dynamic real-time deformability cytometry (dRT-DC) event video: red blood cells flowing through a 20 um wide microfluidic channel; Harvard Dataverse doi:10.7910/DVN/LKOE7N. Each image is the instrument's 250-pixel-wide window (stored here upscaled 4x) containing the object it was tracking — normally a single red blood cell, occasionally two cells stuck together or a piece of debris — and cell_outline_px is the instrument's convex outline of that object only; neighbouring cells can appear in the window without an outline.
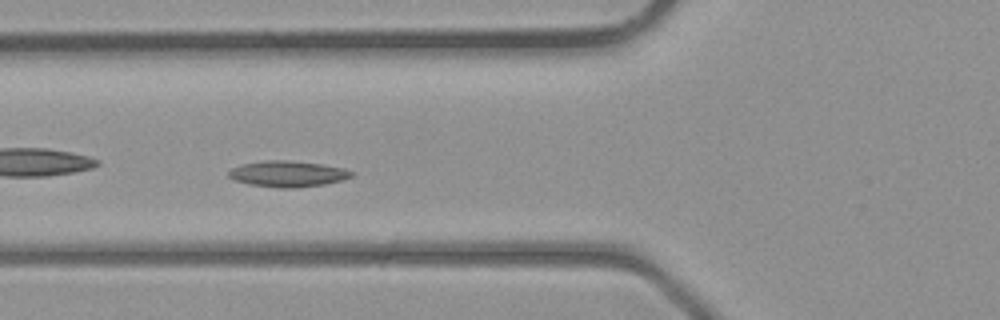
{"species": "common noctule bat (a hibernating species)", "species_latin": "Nyctalus noctula", "temperature_condition": "room temperature", "stored_images_in_passage": 32, "camera_frame_rate_fps": 3000, "um_per_image_px": 0.085, "animal": {"sex": "male", "body_mass_g": 23.1, "forearm_length_mm": 52.7}, "frame": {"image": 1, "passage_image": 5, "time_ms": 1.333, "image_size_px": [1000, 320], "cell_outline_px": [[356, 172], [352, 176], [344, 180], [324, 184], [292, 188], [276, 188], [248, 184], [232, 180], [228, 176], [228, 172], [232, 168], [240, 164], [264, 160], [288, 160], [320, 164], [344, 168]], "centroid_in_image_um": [24.44, 14.78], "position_along_channel_um": 101.4, "area_um2": 18.84}}
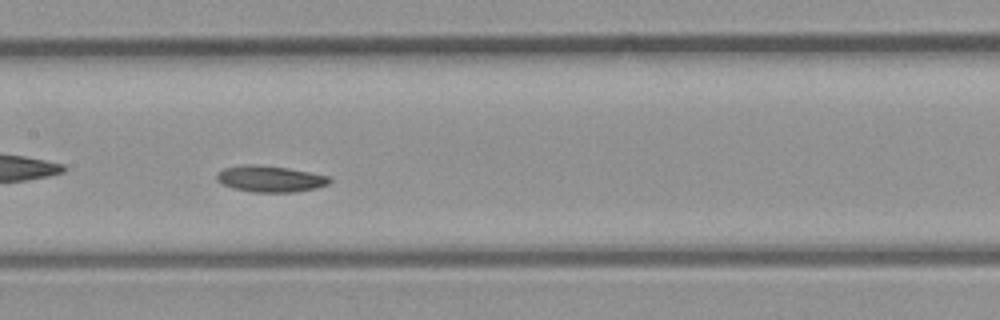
{"frame": {"image": 2, "passage_image": 10, "time_ms": 3.0, "image_size_px": [1000, 320], "cell_outline_px": [[332, 180], [328, 184], [316, 188], [292, 192], [252, 192], [232, 188], [216, 180], [216, 172], [224, 168], [244, 164], [260, 164], [288, 168], [328, 176]], "centroid_in_image_um": [22.92, 15.19], "position_along_channel_um": 184.5, "area_um2": 17.34}}